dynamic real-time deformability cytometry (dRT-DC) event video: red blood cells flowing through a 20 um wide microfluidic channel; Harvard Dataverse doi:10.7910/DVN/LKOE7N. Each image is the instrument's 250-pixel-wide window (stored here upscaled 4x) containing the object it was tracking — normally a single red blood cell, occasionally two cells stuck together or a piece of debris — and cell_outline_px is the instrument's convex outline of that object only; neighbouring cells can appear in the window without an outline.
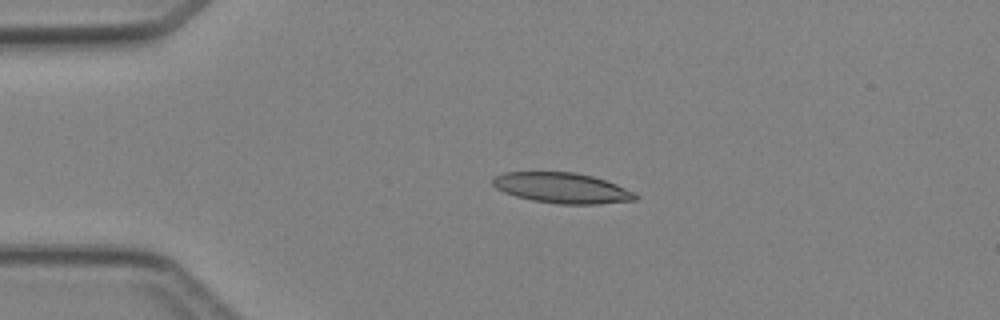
{"species": "Egyptian fruit bat (a non-hibernating species)", "species_latin": "Rousettus aegyptiacus", "temperature_condition": "cold", "stored_images_in_passage": 3, "camera_frame_rate_fps": 3000, "um_per_image_px": 0.085, "animal": {"sex": "female"}, "frame": {"image": 1, "passage_image": 2, "time_ms": 1.333, "image_size_px": [1000, 320], "cell_outline_px": [[640, 196], [636, 200], [596, 204], [560, 204], [532, 200], [516, 196], [504, 192], [496, 188], [492, 184], [492, 180], [496, 176], [504, 172], [576, 172], [592, 176], [616, 184]], "centroid_in_image_um": [47.76, 15.97], "position_along_channel_um": 37.2, "area_um2": 25.14}}